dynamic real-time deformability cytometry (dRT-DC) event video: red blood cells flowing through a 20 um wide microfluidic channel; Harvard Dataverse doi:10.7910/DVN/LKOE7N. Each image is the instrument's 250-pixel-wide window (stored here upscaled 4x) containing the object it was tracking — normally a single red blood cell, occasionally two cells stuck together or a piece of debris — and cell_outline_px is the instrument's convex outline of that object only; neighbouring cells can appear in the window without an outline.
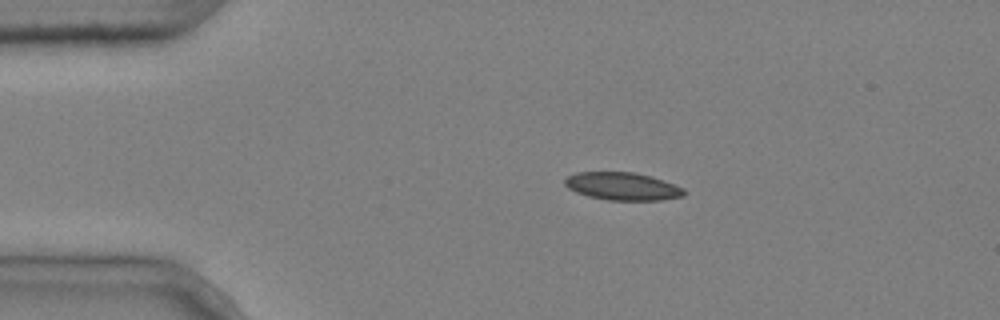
{"species": "common noctule bat (a hibernating species)", "species_latin": "Nyctalus noctula", "temperature_condition": "cold", "stored_images_in_passage": 4, "camera_frame_rate_fps": 3000, "um_per_image_px": 0.085, "animal": {"sex": "male", "body_mass_g": 20.4}, "frame": {"image": 1, "passage_image": 2, "time_ms": 0.333, "image_size_px": [1000, 320], "cell_outline_px": [[684, 196], [660, 200], [608, 200], [588, 196], [576, 192], [568, 188], [564, 184], [564, 180], [568, 176], [576, 172], [636, 172], [652, 176], [684, 188]], "centroid_in_image_um": [52.9, 15.83], "position_along_channel_um": 32.1, "area_um2": 19.31}}
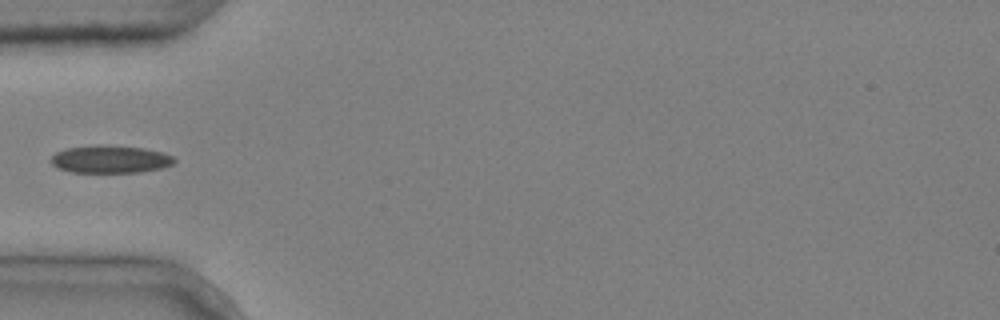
{"frame": {"image": 2, "passage_image": 4, "time_ms": 1.0, "image_size_px": [1000, 320], "cell_outline_px": [[176, 160], [172, 164], [160, 168], [140, 172], [72, 172], [60, 168], [52, 164], [48, 160], [56, 152], [64, 148], [100, 144], [144, 148], [160, 152], [172, 156]], "centroid_in_image_um": [9.33, 13.52], "position_along_channel_um": 75.7, "area_um2": 19.83}}